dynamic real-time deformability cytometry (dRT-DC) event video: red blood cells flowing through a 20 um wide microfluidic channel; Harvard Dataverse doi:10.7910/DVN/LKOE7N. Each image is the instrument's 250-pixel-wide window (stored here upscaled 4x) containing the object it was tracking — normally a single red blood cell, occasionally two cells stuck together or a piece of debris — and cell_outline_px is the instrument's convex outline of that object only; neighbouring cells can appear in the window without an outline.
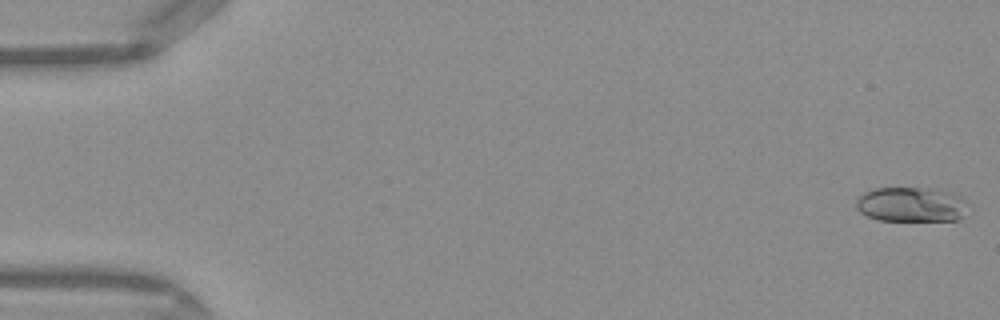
{"species": "Egyptian fruit bat (a non-hibernating species)", "species_latin": "Rousettus aegyptiacus", "temperature_condition": "warm", "stored_images_in_passage": 49, "camera_frame_rate_fps": 3000, "um_per_image_px": 0.085, "frame": {"image": 1, "passage_image": 1, "time_ms": 0.0, "image_size_px": [1000, 320], "cell_outline_px": [[964, 200], [960, 220], [880, 220], [868, 216], [860, 212], [856, 208], [856, 200], [864, 192], [876, 188], [928, 188], [952, 192], [960, 196]], "centroid_in_image_um": [77.39, 17.37], "position_along_channel_um": 7.6, "area_um2": 22.25}}
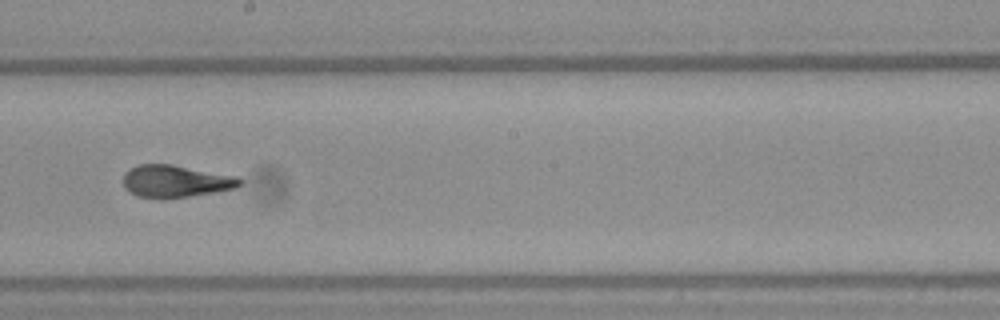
{"frame": {"image": 2, "passage_image": 28, "time_ms": 9.0, "image_size_px": [1000, 320], "cell_outline_px": [[244, 180], [236, 188], [216, 192], [188, 196], [140, 196], [132, 192], [124, 184], [124, 172], [140, 164], [172, 164], [236, 176]], "centroid_in_image_um": [15.0, 15.36], "position_along_channel_um": 233.2, "area_um2": 21.15}}
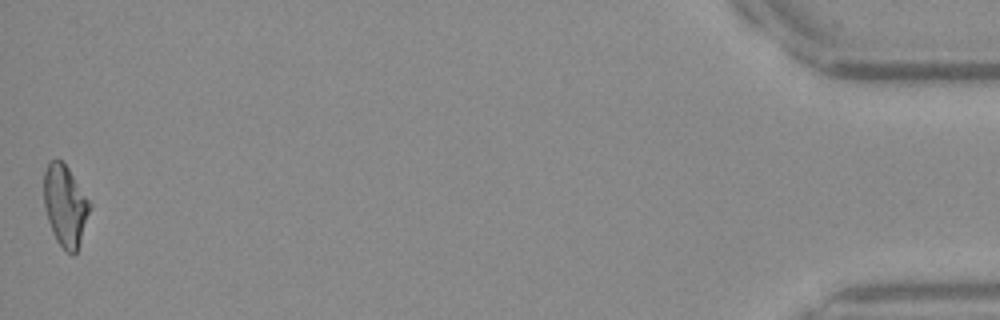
{"frame": {"image": 3, "passage_image": 49, "time_ms": 16.0, "image_size_px": [1000, 320], "cell_outline_px": [[92, 204], [76, 252], [72, 256], [64, 252], [56, 240], [52, 232], [44, 208], [44, 172], [48, 164], [52, 160], [60, 160], [68, 168]], "centroid_in_image_um": [5.53, 17.51], "position_along_channel_um": 429.7, "area_um2": 21.62}, "authors_computed_cell_mechanics": {"area_um2": 21.7906, "velocity_mm_per_s": 4.1574, "shape_relaxation_time_tau1_ms": 7.798, "shape_relaxation_time_tau2_ms": 1.1253, "deformation_change_tau1": 0.2229, "deformation_change_tau2": 0.0616}}